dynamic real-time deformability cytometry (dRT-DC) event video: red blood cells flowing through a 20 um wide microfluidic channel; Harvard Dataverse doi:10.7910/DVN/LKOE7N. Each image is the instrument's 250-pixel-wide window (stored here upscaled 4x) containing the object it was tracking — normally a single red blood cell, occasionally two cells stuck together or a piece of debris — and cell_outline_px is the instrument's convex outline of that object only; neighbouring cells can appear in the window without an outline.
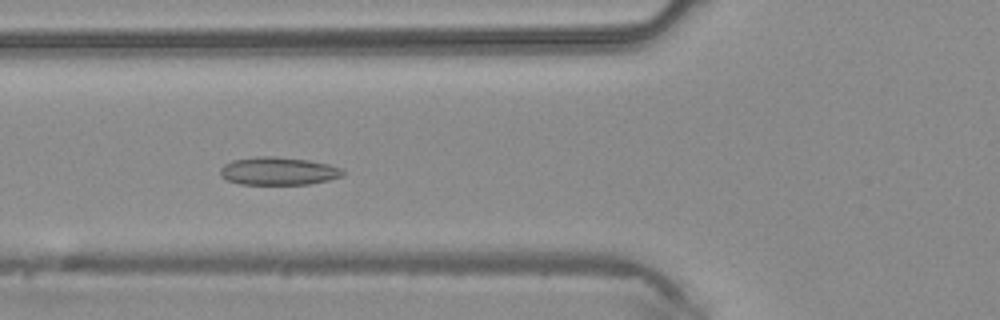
{"species": "common noctule bat (a hibernating species)", "species_latin": "Nyctalus noctula", "temperature_condition": "warm", "stored_images_in_passage": 45, "camera_frame_rate_fps": 3000, "um_per_image_px": 0.085, "animal": {"sex": "male", "body_mass_g": 20.4}, "frame": {"image": 1, "passage_image": 17, "time_ms": 5.333, "image_size_px": [1000, 320], "cell_outline_px": [[344, 176], [328, 180], [308, 184], [240, 184], [228, 180], [220, 176], [220, 168], [224, 164], [232, 160], [256, 156], [272, 156], [308, 160], [328, 164], [344, 168]], "centroid_in_image_um": [23.66, 14.53], "position_along_channel_um": 102.1, "area_um2": 20.06}}
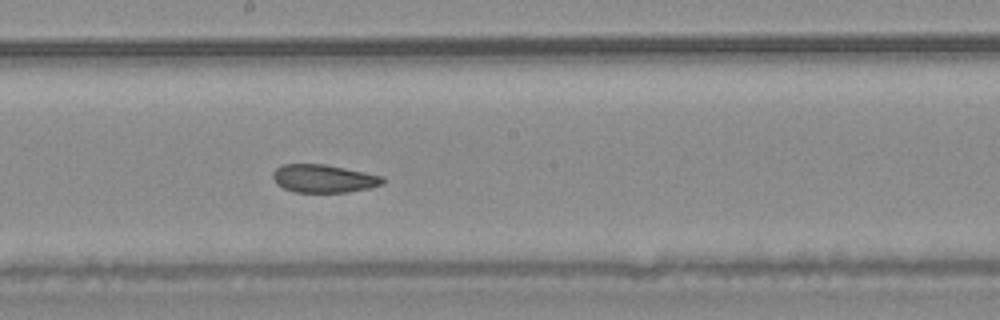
{"frame": {"image": 2, "passage_image": 25, "time_ms": 8.0, "image_size_px": [1000, 320], "cell_outline_px": [[384, 184], [368, 188], [348, 192], [292, 192], [276, 184], [272, 176], [272, 172], [276, 168], [284, 164], [324, 164], [384, 176]], "centroid_in_image_um": [27.49, 15.18], "position_along_channel_um": 220.7, "area_um2": 17.98}}
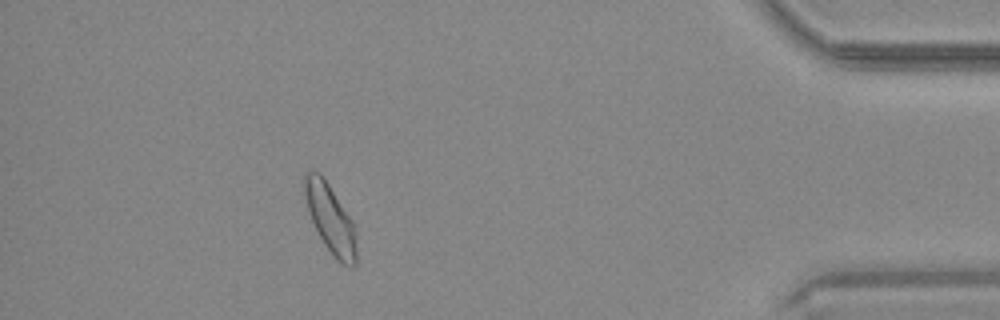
{"frame": {"image": 3, "passage_image": 41, "time_ms": 13.333, "image_size_px": [1000, 320], "cell_outline_px": [[356, 264], [352, 268], [336, 260], [324, 244], [308, 212], [304, 196], [304, 176], [308, 172], [320, 172], [352, 220], [356, 228]], "centroid_in_image_um": [28.1, 18.62], "position_along_channel_um": 407.1, "area_um2": 20.58}}